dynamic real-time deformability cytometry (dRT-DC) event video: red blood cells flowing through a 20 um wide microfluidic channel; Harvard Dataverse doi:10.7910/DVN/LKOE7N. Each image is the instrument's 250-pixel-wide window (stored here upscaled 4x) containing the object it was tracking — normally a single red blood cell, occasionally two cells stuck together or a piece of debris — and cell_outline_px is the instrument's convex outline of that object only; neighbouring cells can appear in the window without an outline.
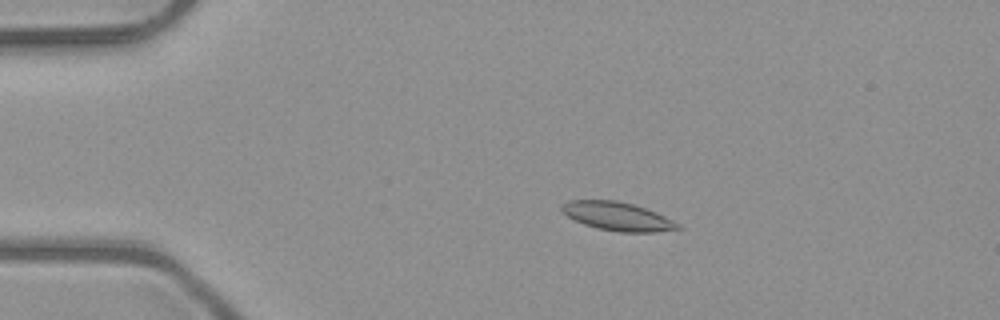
{"species": "common noctule bat (a hibernating species)", "species_latin": "Nyctalus noctula", "temperature_condition": "room temperature", "stored_images_in_passage": 51, "camera_frame_rate_fps": 3000, "um_per_image_px": 0.085, "animal": {"sex": "male", "body_mass_g": 23.1, "forearm_length_mm": 52.7}, "frame": {"image": 1, "passage_image": 10, "time_ms": 3.0, "image_size_px": [1000, 320], "cell_outline_px": [[684, 228], [656, 232], [620, 232], [596, 228], [584, 224], [568, 216], [560, 208], [560, 204], [568, 200], [616, 200], [632, 204], [656, 212], [680, 224]], "centroid_in_image_um": [52.49, 18.39], "position_along_channel_um": 32.5, "area_um2": 19.25}}
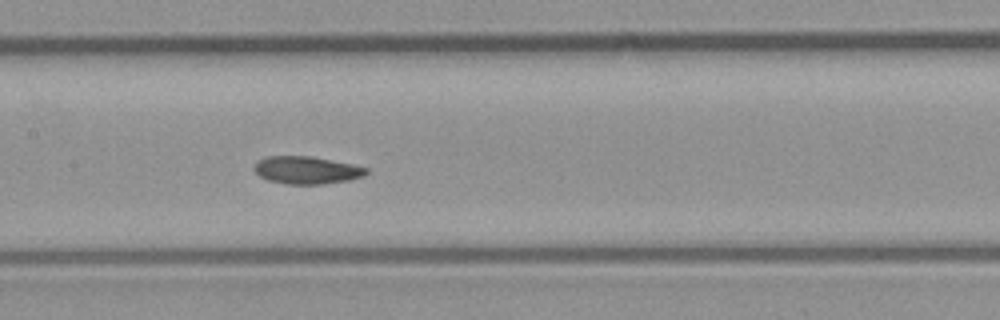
{"frame": {"image": 2, "passage_image": 25, "time_ms": 8.0, "image_size_px": [1000, 320], "cell_outline_px": [[368, 172], [364, 176], [348, 180], [320, 184], [288, 184], [268, 180], [260, 176], [252, 168], [256, 160], [264, 156], [312, 156], [352, 164], [368, 168]], "centroid_in_image_um": [26.03, 14.45], "position_along_channel_um": 181.4, "area_um2": 18.09}}
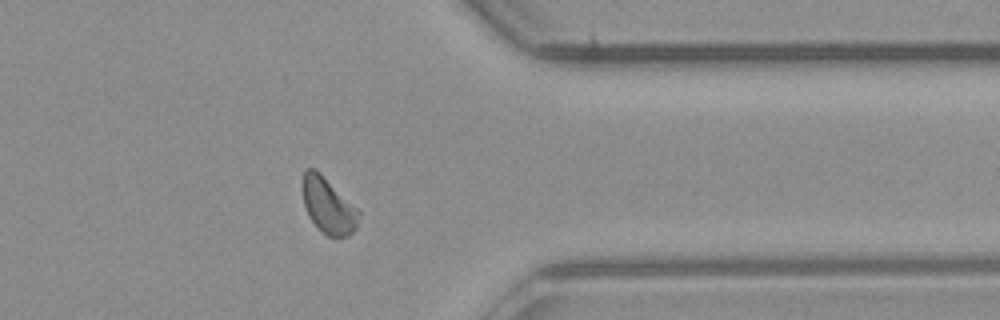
{"frame": {"image": 3, "passage_image": 41, "time_ms": 13.333, "image_size_px": [1000, 320], "cell_outline_px": [[360, 212], [356, 228], [348, 236], [336, 240], [328, 236], [308, 216], [304, 204], [300, 188], [300, 180], [304, 168], [312, 168], [320, 172]], "centroid_in_image_um": [27.84, 17.46], "position_along_channel_um": 383.6, "area_um2": 18.5}, "authors_computed_cell_mechanics": {"area_um2": 18.3226, "velocity_mm_per_s": 4.0079, "shape_relaxation_time_tau1_ms": 5.8357, "shape_relaxation_time_tau2_ms": 3.0834, "deformation_change_tau1": 0.1309, "deformation_change_tau2": 0.0641}}